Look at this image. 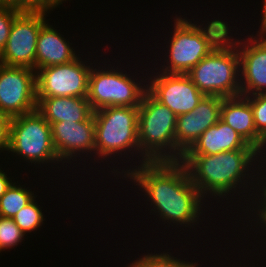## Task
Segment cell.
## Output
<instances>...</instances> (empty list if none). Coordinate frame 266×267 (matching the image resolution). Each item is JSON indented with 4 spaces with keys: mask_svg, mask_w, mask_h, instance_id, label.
<instances>
[{
    "mask_svg": "<svg viewBox=\"0 0 266 267\" xmlns=\"http://www.w3.org/2000/svg\"><path fill=\"white\" fill-rule=\"evenodd\" d=\"M262 2L260 3L261 4V7H258L260 8L261 12L259 14V16L261 17L259 19V22H258V27L257 29H255L257 33H266V0H261Z\"/></svg>",
    "mask_w": 266,
    "mask_h": 267,
    "instance_id": "1f68e13d",
    "label": "cell"
},
{
    "mask_svg": "<svg viewBox=\"0 0 266 267\" xmlns=\"http://www.w3.org/2000/svg\"><path fill=\"white\" fill-rule=\"evenodd\" d=\"M260 156L258 150H231L213 155H183L181 162L185 165L193 185L210 202V206L215 201L219 207L217 213L219 209H226L225 213L221 211L225 215L229 209L232 214L234 208L233 211L237 210L232 215L234 219L235 213L240 215L246 209L256 190ZM225 200L227 201L223 202Z\"/></svg>",
    "mask_w": 266,
    "mask_h": 267,
    "instance_id": "7a4b0ae2",
    "label": "cell"
},
{
    "mask_svg": "<svg viewBox=\"0 0 266 267\" xmlns=\"http://www.w3.org/2000/svg\"><path fill=\"white\" fill-rule=\"evenodd\" d=\"M0 3L20 11L34 12V0H0Z\"/></svg>",
    "mask_w": 266,
    "mask_h": 267,
    "instance_id": "f546056e",
    "label": "cell"
},
{
    "mask_svg": "<svg viewBox=\"0 0 266 267\" xmlns=\"http://www.w3.org/2000/svg\"><path fill=\"white\" fill-rule=\"evenodd\" d=\"M221 254H223V257H224L225 259H227L226 262L228 261V264H229V265L227 266L225 261H222V262L220 263V262H219L220 259H218V263H217V265H216V263L214 262V266H213V267H217L218 264H219V265L221 264L222 267H225L224 265H226V267H241V266H242V262H241L240 260H239L240 263H239L238 261H236V260H235V261L231 260V261L229 262L230 259H229L227 256H226V257L224 256V255H226V254L223 253L222 251H221ZM232 261H233V262H232ZM231 262H232L233 264H231ZM250 262H251V263L253 262V263H252V264L249 263L248 265H245V264H246V262H245V263L243 264L242 267H248L249 265H250L249 267H256V266H255V263H257V262H254V261H250ZM222 263H224V264H222ZM234 263L236 264V266L234 265ZM238 263H239L240 265H239ZM253 264H254V265H253ZM221 265L218 266V267H221ZM231 265H232V266H231ZM233 265H234V266H233ZM238 265H239V266H238ZM251 265H252V266H251Z\"/></svg>",
    "mask_w": 266,
    "mask_h": 267,
    "instance_id": "d6a6232c",
    "label": "cell"
},
{
    "mask_svg": "<svg viewBox=\"0 0 266 267\" xmlns=\"http://www.w3.org/2000/svg\"><path fill=\"white\" fill-rule=\"evenodd\" d=\"M99 59V63L96 62L92 66L89 75L87 100L89 101L92 110L96 111L104 107L114 106L139 107L143 95L147 91L146 76H148V71L145 68H141L140 65L143 64V61H139L138 59L137 61L139 63L141 62V64H138L137 62V64L135 63L137 66L133 65L135 68H131L130 64H128V59H130L129 56L128 58H125L127 59L126 67L124 66L126 63L122 62L121 65V62L119 61L120 59H115L114 57L113 59H109L108 57ZM110 60H115V62L117 61L116 66L115 62L113 63ZM136 67L141 70H137ZM131 69L136 70L131 71ZM126 70H129L130 73H127Z\"/></svg>",
    "mask_w": 266,
    "mask_h": 267,
    "instance_id": "5b68a950",
    "label": "cell"
},
{
    "mask_svg": "<svg viewBox=\"0 0 266 267\" xmlns=\"http://www.w3.org/2000/svg\"><path fill=\"white\" fill-rule=\"evenodd\" d=\"M138 143L147 162L175 161L177 116L148 91L138 107Z\"/></svg>",
    "mask_w": 266,
    "mask_h": 267,
    "instance_id": "ba28073f",
    "label": "cell"
},
{
    "mask_svg": "<svg viewBox=\"0 0 266 267\" xmlns=\"http://www.w3.org/2000/svg\"><path fill=\"white\" fill-rule=\"evenodd\" d=\"M178 14H175V17H171V20L172 18L174 19L171 21L174 22V24L171 23L170 26L173 27L170 28L168 26V33L170 34H164V45L159 46L163 48L166 45L161 51L162 53H159L158 50L154 51L155 53L153 52L154 56L156 55L154 61L157 62L158 60L159 63H161L159 65L158 62H154L155 64L152 63L154 69L157 71L170 74H187L228 35L231 27L230 24L225 21L226 19L224 16L221 18V13L217 14L220 18L213 16L214 19H209L207 17L206 20L205 16L203 20L201 18H195L199 15L194 14V17L191 16L192 18L189 19L186 17L187 13L181 15L179 11ZM223 17L224 20H222ZM196 19L197 21H195ZM163 51L165 53H163ZM157 52L159 55L162 54L161 57L164 56L161 58L156 54Z\"/></svg>",
    "mask_w": 266,
    "mask_h": 267,
    "instance_id": "3957f363",
    "label": "cell"
},
{
    "mask_svg": "<svg viewBox=\"0 0 266 267\" xmlns=\"http://www.w3.org/2000/svg\"><path fill=\"white\" fill-rule=\"evenodd\" d=\"M9 123L10 118L0 111V155L3 152L1 156L5 159L9 148Z\"/></svg>",
    "mask_w": 266,
    "mask_h": 267,
    "instance_id": "83f0119b",
    "label": "cell"
},
{
    "mask_svg": "<svg viewBox=\"0 0 266 267\" xmlns=\"http://www.w3.org/2000/svg\"><path fill=\"white\" fill-rule=\"evenodd\" d=\"M37 110L36 71L0 64V111L9 118Z\"/></svg>",
    "mask_w": 266,
    "mask_h": 267,
    "instance_id": "5bb4252c",
    "label": "cell"
},
{
    "mask_svg": "<svg viewBox=\"0 0 266 267\" xmlns=\"http://www.w3.org/2000/svg\"><path fill=\"white\" fill-rule=\"evenodd\" d=\"M187 75L206 96H240V58L236 44L226 36Z\"/></svg>",
    "mask_w": 266,
    "mask_h": 267,
    "instance_id": "52a82bcc",
    "label": "cell"
},
{
    "mask_svg": "<svg viewBox=\"0 0 266 267\" xmlns=\"http://www.w3.org/2000/svg\"><path fill=\"white\" fill-rule=\"evenodd\" d=\"M171 250L172 247L171 249L169 247V249H164L163 251L154 249L153 253L152 251L148 252L150 250L146 249V253L142 252V255L140 256L138 252L139 257L132 258V261L130 260L129 263L133 267H202V262L201 264H198L199 259L197 261L193 259V261L192 259L189 260L187 257L183 258V256L181 257V255H179V252H176L179 250L174 251L175 253H178L175 257Z\"/></svg>",
    "mask_w": 266,
    "mask_h": 267,
    "instance_id": "44dd1931",
    "label": "cell"
},
{
    "mask_svg": "<svg viewBox=\"0 0 266 267\" xmlns=\"http://www.w3.org/2000/svg\"><path fill=\"white\" fill-rule=\"evenodd\" d=\"M37 111L50 125L87 121L94 112L87 97H37Z\"/></svg>",
    "mask_w": 266,
    "mask_h": 267,
    "instance_id": "d6986e66",
    "label": "cell"
},
{
    "mask_svg": "<svg viewBox=\"0 0 266 267\" xmlns=\"http://www.w3.org/2000/svg\"><path fill=\"white\" fill-rule=\"evenodd\" d=\"M36 198L37 196L12 217L20 230L27 235V238H29V234L33 236L31 233L35 234L36 231H41L39 229L46 224L45 219L47 217L42 210L44 207L40 206L42 202L38 203Z\"/></svg>",
    "mask_w": 266,
    "mask_h": 267,
    "instance_id": "603a6c76",
    "label": "cell"
},
{
    "mask_svg": "<svg viewBox=\"0 0 266 267\" xmlns=\"http://www.w3.org/2000/svg\"><path fill=\"white\" fill-rule=\"evenodd\" d=\"M26 236L12 218H0V254L23 244Z\"/></svg>",
    "mask_w": 266,
    "mask_h": 267,
    "instance_id": "cb8c5ba5",
    "label": "cell"
},
{
    "mask_svg": "<svg viewBox=\"0 0 266 267\" xmlns=\"http://www.w3.org/2000/svg\"><path fill=\"white\" fill-rule=\"evenodd\" d=\"M150 61L144 65L148 70L147 91L176 116L192 112L205 95L193 84L187 74L160 72L154 70L153 65L148 68L146 66H151L150 63L154 62L153 59Z\"/></svg>",
    "mask_w": 266,
    "mask_h": 267,
    "instance_id": "7c38bea8",
    "label": "cell"
},
{
    "mask_svg": "<svg viewBox=\"0 0 266 267\" xmlns=\"http://www.w3.org/2000/svg\"><path fill=\"white\" fill-rule=\"evenodd\" d=\"M26 185L28 184L22 185L21 181L14 180L7 188L5 194L0 198L1 217L12 218L36 196L39 197V195H36L38 193L29 186L26 187Z\"/></svg>",
    "mask_w": 266,
    "mask_h": 267,
    "instance_id": "7402d4cb",
    "label": "cell"
},
{
    "mask_svg": "<svg viewBox=\"0 0 266 267\" xmlns=\"http://www.w3.org/2000/svg\"><path fill=\"white\" fill-rule=\"evenodd\" d=\"M121 179L127 181L128 185H132L130 188L135 189L134 191L137 193L134 195L135 197L140 194L138 195L139 200L145 201L144 204L149 211L148 214L154 215V220H157L159 225L163 224L161 227L164 226V229H168V232L171 226L173 227L167 235L168 237H162L161 239L171 238L170 233L173 231L176 232L174 234L178 232L177 237L186 231L187 233L190 231L189 234H185L189 236V239L185 236L184 243L189 240L186 245L191 246L190 239L193 242L198 237L197 226L200 230L205 227L209 230L207 226L200 227L199 225H202L203 221L210 225L205 215L211 216L213 214V217H215L216 214L207 211L214 212L217 210L216 205L214 207L208 206L210 203L200 195L199 190L193 185L189 173L181 161L142 163L129 170ZM191 232L194 234V238H191Z\"/></svg>",
    "mask_w": 266,
    "mask_h": 267,
    "instance_id": "6da1fadb",
    "label": "cell"
},
{
    "mask_svg": "<svg viewBox=\"0 0 266 267\" xmlns=\"http://www.w3.org/2000/svg\"><path fill=\"white\" fill-rule=\"evenodd\" d=\"M265 251H266V247H265V249H263V251H261L262 253L264 252V256L266 255V254H265V253H266Z\"/></svg>",
    "mask_w": 266,
    "mask_h": 267,
    "instance_id": "e575fe53",
    "label": "cell"
},
{
    "mask_svg": "<svg viewBox=\"0 0 266 267\" xmlns=\"http://www.w3.org/2000/svg\"><path fill=\"white\" fill-rule=\"evenodd\" d=\"M3 164L0 165V198L5 194L7 188L11 185V183L14 181V177L15 176H12V170H10V174H7L9 173V170H4L5 167H3ZM8 171V172H7ZM10 175V176H8Z\"/></svg>",
    "mask_w": 266,
    "mask_h": 267,
    "instance_id": "4dcf8cb0",
    "label": "cell"
},
{
    "mask_svg": "<svg viewBox=\"0 0 266 267\" xmlns=\"http://www.w3.org/2000/svg\"><path fill=\"white\" fill-rule=\"evenodd\" d=\"M251 201H266V154H261L257 165V187Z\"/></svg>",
    "mask_w": 266,
    "mask_h": 267,
    "instance_id": "4316f807",
    "label": "cell"
},
{
    "mask_svg": "<svg viewBox=\"0 0 266 267\" xmlns=\"http://www.w3.org/2000/svg\"><path fill=\"white\" fill-rule=\"evenodd\" d=\"M93 116L95 121V171H98L99 175L103 169V175L110 174L115 177L114 180L117 179L118 183H122L121 180L118 181V177L121 179L137 164L147 162L141 156L138 143V107H104L94 111ZM96 163H100V166L103 163V168L100 167L98 170L99 167L97 168ZM105 166L110 168H107L108 173L105 172Z\"/></svg>",
    "mask_w": 266,
    "mask_h": 267,
    "instance_id": "277c9868",
    "label": "cell"
},
{
    "mask_svg": "<svg viewBox=\"0 0 266 267\" xmlns=\"http://www.w3.org/2000/svg\"><path fill=\"white\" fill-rule=\"evenodd\" d=\"M49 19L41 28L37 37L35 71L53 65L67 64L76 59L82 53L81 49L74 47L73 40L64 37V32L57 30L55 21L54 25L49 23ZM55 28H54V27ZM61 33V34H60ZM63 33V34H62ZM67 39V40H66Z\"/></svg>",
    "mask_w": 266,
    "mask_h": 267,
    "instance_id": "2e32d148",
    "label": "cell"
},
{
    "mask_svg": "<svg viewBox=\"0 0 266 267\" xmlns=\"http://www.w3.org/2000/svg\"><path fill=\"white\" fill-rule=\"evenodd\" d=\"M21 12L0 3V54L6 47L13 21Z\"/></svg>",
    "mask_w": 266,
    "mask_h": 267,
    "instance_id": "484cf974",
    "label": "cell"
},
{
    "mask_svg": "<svg viewBox=\"0 0 266 267\" xmlns=\"http://www.w3.org/2000/svg\"><path fill=\"white\" fill-rule=\"evenodd\" d=\"M92 51L87 50L89 56L82 52L70 63L39 69L36 72L37 97H87L90 71L99 61L94 57L97 56L94 49Z\"/></svg>",
    "mask_w": 266,
    "mask_h": 267,
    "instance_id": "9c48e42d",
    "label": "cell"
},
{
    "mask_svg": "<svg viewBox=\"0 0 266 267\" xmlns=\"http://www.w3.org/2000/svg\"><path fill=\"white\" fill-rule=\"evenodd\" d=\"M7 153L11 154L6 155L7 164H9L8 159L11 160V162L13 161L12 159H15L16 162L13 163L14 165L16 163L21 165L23 162V164L26 163L25 166H33V169L35 167L39 169L40 167V172L38 171V173H41L40 175L41 177L44 176L43 178L50 179L52 173V176H57L58 174V176H64V172L68 169V167L60 161L53 145L51 125L37 110L10 118L9 148ZM9 156L12 158L10 159ZM17 160L21 163H18ZM44 167L46 170L48 169L44 171V173H48L50 170L49 172L51 173L49 177L42 175L44 173L41 168L44 170ZM61 169H63L62 175L59 173ZM57 171V175H54V172Z\"/></svg>",
    "mask_w": 266,
    "mask_h": 267,
    "instance_id": "8992f818",
    "label": "cell"
},
{
    "mask_svg": "<svg viewBox=\"0 0 266 267\" xmlns=\"http://www.w3.org/2000/svg\"><path fill=\"white\" fill-rule=\"evenodd\" d=\"M236 27L232 25L227 36L236 44L239 53L241 95L265 94L266 33L253 31L250 34L248 29L251 27H246L247 29H243V31L238 29L240 26ZM238 30H240V34ZM244 33L249 34L244 36L242 35Z\"/></svg>",
    "mask_w": 266,
    "mask_h": 267,
    "instance_id": "8fae6325",
    "label": "cell"
},
{
    "mask_svg": "<svg viewBox=\"0 0 266 267\" xmlns=\"http://www.w3.org/2000/svg\"><path fill=\"white\" fill-rule=\"evenodd\" d=\"M50 14L22 11L13 21L6 47L0 54V64L35 70L37 37Z\"/></svg>",
    "mask_w": 266,
    "mask_h": 267,
    "instance_id": "4fadbf2b",
    "label": "cell"
},
{
    "mask_svg": "<svg viewBox=\"0 0 266 267\" xmlns=\"http://www.w3.org/2000/svg\"><path fill=\"white\" fill-rule=\"evenodd\" d=\"M124 267H133L129 262L123 265Z\"/></svg>",
    "mask_w": 266,
    "mask_h": 267,
    "instance_id": "836d02e7",
    "label": "cell"
},
{
    "mask_svg": "<svg viewBox=\"0 0 266 267\" xmlns=\"http://www.w3.org/2000/svg\"><path fill=\"white\" fill-rule=\"evenodd\" d=\"M221 119L249 145L266 154V141L256 132L251 105L244 96L223 98Z\"/></svg>",
    "mask_w": 266,
    "mask_h": 267,
    "instance_id": "e0dca14e",
    "label": "cell"
},
{
    "mask_svg": "<svg viewBox=\"0 0 266 267\" xmlns=\"http://www.w3.org/2000/svg\"><path fill=\"white\" fill-rule=\"evenodd\" d=\"M231 150H257L221 118L209 127L183 155H213Z\"/></svg>",
    "mask_w": 266,
    "mask_h": 267,
    "instance_id": "ac0fdd59",
    "label": "cell"
},
{
    "mask_svg": "<svg viewBox=\"0 0 266 267\" xmlns=\"http://www.w3.org/2000/svg\"><path fill=\"white\" fill-rule=\"evenodd\" d=\"M236 216V220L238 221V219L237 218H239V221L237 222V221H235V224L236 223H239V224H243V225H241V227L240 228H238L239 230H238V232H240V234H238V237L240 238V240L242 241V240H248L250 237H252L253 236V232H254V236L252 237L253 239H254V243L253 244H255V245H251L252 243V241H250V239L247 241V243H249V245H247L248 247L250 246H252V248L253 249H250V248H248L249 249V251H250V253H249V251L247 252V250L248 249H246V248H244V250L243 251H245V255L246 256H244V252H243V256H242V253H239V254H241V256H239L240 258L241 257H243V258H245V259H241L242 261H245L246 260V258H247V254H248V257H249V255H250V257H251V260H252V258L254 259V261H256V259L254 258L255 256H254V254L257 256L258 255V253H259V248L261 247V249H260V251L261 250H263V248L265 249V246H266V201H250V203H249V205L246 207V209L240 214V216L239 215H235ZM247 216V217H246ZM242 219V220H241ZM245 220V221H244ZM248 220V221H247ZM254 221V222H253ZM243 222V223H242ZM245 222L246 223H248V224H246V225H244L245 224ZM250 225V226H249ZM242 226H243V228H242ZM249 226V227H248ZM251 227V228H250ZM253 227V228H252ZM242 228V229H241ZM256 228V229H255ZM241 229V230H240ZM245 229V230H244ZM248 229V230H247ZM249 229H250V232L252 233V236H251V233L249 232ZM251 229H252V231H251ZM246 230H247V232H246ZM243 233V234H242ZM250 233V234H249ZM256 233V234H255ZM260 234V235H258V237H257V234ZM245 234V235H244ZM246 234H247V236H246ZM248 234H249V236H248ZM262 234V235H261ZM240 235V236H239ZM241 235H243L242 237H241ZM244 236H246L247 238H245ZM260 236V237H259ZM265 236V237H264ZM259 239V241H258V239ZM261 238V239H260ZM255 239H256V242H255ZM260 240H261V245H260ZM250 241V242H249ZM258 244L260 245V246H258ZM264 244V245H263ZM254 246H255V248H254ZM256 246H258V247H256ZM254 250H257V253H255V252H253V255L251 254L252 253V251H254ZM247 253V254H246Z\"/></svg>",
    "mask_w": 266,
    "mask_h": 267,
    "instance_id": "ffe728a7",
    "label": "cell"
},
{
    "mask_svg": "<svg viewBox=\"0 0 266 267\" xmlns=\"http://www.w3.org/2000/svg\"><path fill=\"white\" fill-rule=\"evenodd\" d=\"M242 96L250 102L256 132L266 141V93Z\"/></svg>",
    "mask_w": 266,
    "mask_h": 267,
    "instance_id": "d4e9b609",
    "label": "cell"
},
{
    "mask_svg": "<svg viewBox=\"0 0 266 267\" xmlns=\"http://www.w3.org/2000/svg\"><path fill=\"white\" fill-rule=\"evenodd\" d=\"M222 102V97L205 95L192 112L177 116L175 161H181L183 154L195 141L219 121Z\"/></svg>",
    "mask_w": 266,
    "mask_h": 267,
    "instance_id": "9a60e30c",
    "label": "cell"
},
{
    "mask_svg": "<svg viewBox=\"0 0 266 267\" xmlns=\"http://www.w3.org/2000/svg\"><path fill=\"white\" fill-rule=\"evenodd\" d=\"M70 0H34V12L52 13L54 9L60 8V5Z\"/></svg>",
    "mask_w": 266,
    "mask_h": 267,
    "instance_id": "f1b7e54d",
    "label": "cell"
},
{
    "mask_svg": "<svg viewBox=\"0 0 266 267\" xmlns=\"http://www.w3.org/2000/svg\"><path fill=\"white\" fill-rule=\"evenodd\" d=\"M51 132L53 145L58 157L66 167L68 166V169L72 170L76 168L75 173H77V175L79 172L77 169L78 165L83 168L84 173L85 170L87 171V165L89 167L88 170H95L93 167L95 164V121L93 115L87 121H62L52 123ZM78 161L80 162L77 163ZM81 161H83L84 164ZM80 164L83 166H80ZM76 170L78 172H76Z\"/></svg>",
    "mask_w": 266,
    "mask_h": 267,
    "instance_id": "30bf717a",
    "label": "cell"
}]
</instances>
